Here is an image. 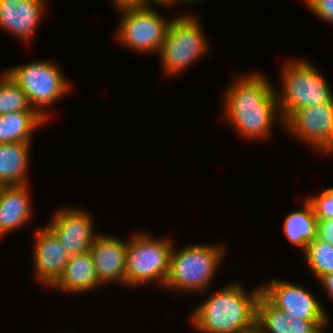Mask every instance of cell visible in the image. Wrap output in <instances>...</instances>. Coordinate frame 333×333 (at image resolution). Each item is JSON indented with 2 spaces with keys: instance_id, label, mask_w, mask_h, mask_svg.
<instances>
[{
  "instance_id": "cell-26",
  "label": "cell",
  "mask_w": 333,
  "mask_h": 333,
  "mask_svg": "<svg viewBox=\"0 0 333 333\" xmlns=\"http://www.w3.org/2000/svg\"><path fill=\"white\" fill-rule=\"evenodd\" d=\"M116 9H126V8H135L142 7L150 3L148 0H112Z\"/></svg>"
},
{
  "instance_id": "cell-27",
  "label": "cell",
  "mask_w": 333,
  "mask_h": 333,
  "mask_svg": "<svg viewBox=\"0 0 333 333\" xmlns=\"http://www.w3.org/2000/svg\"><path fill=\"white\" fill-rule=\"evenodd\" d=\"M318 282H320L329 298L333 299V272L324 275Z\"/></svg>"
},
{
  "instance_id": "cell-18",
  "label": "cell",
  "mask_w": 333,
  "mask_h": 333,
  "mask_svg": "<svg viewBox=\"0 0 333 333\" xmlns=\"http://www.w3.org/2000/svg\"><path fill=\"white\" fill-rule=\"evenodd\" d=\"M31 143L0 144V186L27 185Z\"/></svg>"
},
{
  "instance_id": "cell-6",
  "label": "cell",
  "mask_w": 333,
  "mask_h": 333,
  "mask_svg": "<svg viewBox=\"0 0 333 333\" xmlns=\"http://www.w3.org/2000/svg\"><path fill=\"white\" fill-rule=\"evenodd\" d=\"M193 15L183 14L170 20L159 54L166 76H175L209 51V43Z\"/></svg>"
},
{
  "instance_id": "cell-12",
  "label": "cell",
  "mask_w": 333,
  "mask_h": 333,
  "mask_svg": "<svg viewBox=\"0 0 333 333\" xmlns=\"http://www.w3.org/2000/svg\"><path fill=\"white\" fill-rule=\"evenodd\" d=\"M35 234L33 253L34 274L50 288L62 275L70 255L56 235L45 225Z\"/></svg>"
},
{
  "instance_id": "cell-25",
  "label": "cell",
  "mask_w": 333,
  "mask_h": 333,
  "mask_svg": "<svg viewBox=\"0 0 333 333\" xmlns=\"http://www.w3.org/2000/svg\"><path fill=\"white\" fill-rule=\"evenodd\" d=\"M317 238L333 246V219L318 220Z\"/></svg>"
},
{
  "instance_id": "cell-9",
  "label": "cell",
  "mask_w": 333,
  "mask_h": 333,
  "mask_svg": "<svg viewBox=\"0 0 333 333\" xmlns=\"http://www.w3.org/2000/svg\"><path fill=\"white\" fill-rule=\"evenodd\" d=\"M287 131L322 153L333 152V97L293 112L283 123Z\"/></svg>"
},
{
  "instance_id": "cell-22",
  "label": "cell",
  "mask_w": 333,
  "mask_h": 333,
  "mask_svg": "<svg viewBox=\"0 0 333 333\" xmlns=\"http://www.w3.org/2000/svg\"><path fill=\"white\" fill-rule=\"evenodd\" d=\"M304 254L306 264L316 276L317 281L333 272V246L316 238L308 243Z\"/></svg>"
},
{
  "instance_id": "cell-5",
  "label": "cell",
  "mask_w": 333,
  "mask_h": 333,
  "mask_svg": "<svg viewBox=\"0 0 333 333\" xmlns=\"http://www.w3.org/2000/svg\"><path fill=\"white\" fill-rule=\"evenodd\" d=\"M50 60L28 62L5 72L20 86L27 95L31 107L46 121L44 109L55 104L70 90V82L61 69Z\"/></svg>"
},
{
  "instance_id": "cell-29",
  "label": "cell",
  "mask_w": 333,
  "mask_h": 333,
  "mask_svg": "<svg viewBox=\"0 0 333 333\" xmlns=\"http://www.w3.org/2000/svg\"><path fill=\"white\" fill-rule=\"evenodd\" d=\"M149 2L152 1L154 3H163L165 0H148Z\"/></svg>"
},
{
  "instance_id": "cell-17",
  "label": "cell",
  "mask_w": 333,
  "mask_h": 333,
  "mask_svg": "<svg viewBox=\"0 0 333 333\" xmlns=\"http://www.w3.org/2000/svg\"><path fill=\"white\" fill-rule=\"evenodd\" d=\"M101 286L89 251L70 257L65 270L51 286L66 293H83Z\"/></svg>"
},
{
  "instance_id": "cell-1",
  "label": "cell",
  "mask_w": 333,
  "mask_h": 333,
  "mask_svg": "<svg viewBox=\"0 0 333 333\" xmlns=\"http://www.w3.org/2000/svg\"><path fill=\"white\" fill-rule=\"evenodd\" d=\"M257 72L237 78L224 94L222 117L245 139L270 137L272 124L279 113L278 94L267 78ZM278 111V112H277Z\"/></svg>"
},
{
  "instance_id": "cell-20",
  "label": "cell",
  "mask_w": 333,
  "mask_h": 333,
  "mask_svg": "<svg viewBox=\"0 0 333 333\" xmlns=\"http://www.w3.org/2000/svg\"><path fill=\"white\" fill-rule=\"evenodd\" d=\"M303 209L287 214L283 231L287 240L304 252L309 242L317 238V222L311 203L305 199Z\"/></svg>"
},
{
  "instance_id": "cell-19",
  "label": "cell",
  "mask_w": 333,
  "mask_h": 333,
  "mask_svg": "<svg viewBox=\"0 0 333 333\" xmlns=\"http://www.w3.org/2000/svg\"><path fill=\"white\" fill-rule=\"evenodd\" d=\"M46 122L36 111L0 115V144L31 143L32 133Z\"/></svg>"
},
{
  "instance_id": "cell-13",
  "label": "cell",
  "mask_w": 333,
  "mask_h": 333,
  "mask_svg": "<svg viewBox=\"0 0 333 333\" xmlns=\"http://www.w3.org/2000/svg\"><path fill=\"white\" fill-rule=\"evenodd\" d=\"M89 252L92 255L95 272L101 285L113 281L126 285L127 241L99 234L93 241Z\"/></svg>"
},
{
  "instance_id": "cell-16",
  "label": "cell",
  "mask_w": 333,
  "mask_h": 333,
  "mask_svg": "<svg viewBox=\"0 0 333 333\" xmlns=\"http://www.w3.org/2000/svg\"><path fill=\"white\" fill-rule=\"evenodd\" d=\"M27 185L0 186V238L28 223L32 204Z\"/></svg>"
},
{
  "instance_id": "cell-3",
  "label": "cell",
  "mask_w": 333,
  "mask_h": 333,
  "mask_svg": "<svg viewBox=\"0 0 333 333\" xmlns=\"http://www.w3.org/2000/svg\"><path fill=\"white\" fill-rule=\"evenodd\" d=\"M224 253V244H194L179 250L174 249L173 245L164 287L177 292H207L224 259Z\"/></svg>"
},
{
  "instance_id": "cell-2",
  "label": "cell",
  "mask_w": 333,
  "mask_h": 333,
  "mask_svg": "<svg viewBox=\"0 0 333 333\" xmlns=\"http://www.w3.org/2000/svg\"><path fill=\"white\" fill-rule=\"evenodd\" d=\"M242 288L239 283H229L198 305L190 319L194 329L201 333L255 331L257 302L262 290L259 287L248 294Z\"/></svg>"
},
{
  "instance_id": "cell-10",
  "label": "cell",
  "mask_w": 333,
  "mask_h": 333,
  "mask_svg": "<svg viewBox=\"0 0 333 333\" xmlns=\"http://www.w3.org/2000/svg\"><path fill=\"white\" fill-rule=\"evenodd\" d=\"M262 294L287 316L306 321H330L328 313L312 293L301 285L283 280L271 279L261 286Z\"/></svg>"
},
{
  "instance_id": "cell-14",
  "label": "cell",
  "mask_w": 333,
  "mask_h": 333,
  "mask_svg": "<svg viewBox=\"0 0 333 333\" xmlns=\"http://www.w3.org/2000/svg\"><path fill=\"white\" fill-rule=\"evenodd\" d=\"M45 4L44 0H0V27L28 42L43 17Z\"/></svg>"
},
{
  "instance_id": "cell-11",
  "label": "cell",
  "mask_w": 333,
  "mask_h": 333,
  "mask_svg": "<svg viewBox=\"0 0 333 333\" xmlns=\"http://www.w3.org/2000/svg\"><path fill=\"white\" fill-rule=\"evenodd\" d=\"M93 218L78 208L59 209L46 226L56 235L70 256L89 251L96 234Z\"/></svg>"
},
{
  "instance_id": "cell-30",
  "label": "cell",
  "mask_w": 333,
  "mask_h": 333,
  "mask_svg": "<svg viewBox=\"0 0 333 333\" xmlns=\"http://www.w3.org/2000/svg\"><path fill=\"white\" fill-rule=\"evenodd\" d=\"M250 333H259L257 330L253 331V332H250Z\"/></svg>"
},
{
  "instance_id": "cell-23",
  "label": "cell",
  "mask_w": 333,
  "mask_h": 333,
  "mask_svg": "<svg viewBox=\"0 0 333 333\" xmlns=\"http://www.w3.org/2000/svg\"><path fill=\"white\" fill-rule=\"evenodd\" d=\"M319 196H307L318 220L333 219V187L323 190Z\"/></svg>"
},
{
  "instance_id": "cell-24",
  "label": "cell",
  "mask_w": 333,
  "mask_h": 333,
  "mask_svg": "<svg viewBox=\"0 0 333 333\" xmlns=\"http://www.w3.org/2000/svg\"><path fill=\"white\" fill-rule=\"evenodd\" d=\"M308 9L320 19L333 23V0H305Z\"/></svg>"
},
{
  "instance_id": "cell-21",
  "label": "cell",
  "mask_w": 333,
  "mask_h": 333,
  "mask_svg": "<svg viewBox=\"0 0 333 333\" xmlns=\"http://www.w3.org/2000/svg\"><path fill=\"white\" fill-rule=\"evenodd\" d=\"M35 111L20 86L6 72L0 76V115Z\"/></svg>"
},
{
  "instance_id": "cell-7",
  "label": "cell",
  "mask_w": 333,
  "mask_h": 333,
  "mask_svg": "<svg viewBox=\"0 0 333 333\" xmlns=\"http://www.w3.org/2000/svg\"><path fill=\"white\" fill-rule=\"evenodd\" d=\"M171 239H155L146 233L133 235L127 242L126 285L137 287L156 282L165 286L172 249Z\"/></svg>"
},
{
  "instance_id": "cell-28",
  "label": "cell",
  "mask_w": 333,
  "mask_h": 333,
  "mask_svg": "<svg viewBox=\"0 0 333 333\" xmlns=\"http://www.w3.org/2000/svg\"><path fill=\"white\" fill-rule=\"evenodd\" d=\"M179 1H180V4H181V2L182 3H184V4H187L188 3V5L190 4H192V3H196V2H198V1H200V0H165L163 3H155V4H157V5H163V6H167V5H170V4H172L173 5V3H176L177 2V4L179 3Z\"/></svg>"
},
{
  "instance_id": "cell-4",
  "label": "cell",
  "mask_w": 333,
  "mask_h": 333,
  "mask_svg": "<svg viewBox=\"0 0 333 333\" xmlns=\"http://www.w3.org/2000/svg\"><path fill=\"white\" fill-rule=\"evenodd\" d=\"M283 69L282 93L277 97L283 121L298 109L325 103L333 97L331 87L309 61L292 60Z\"/></svg>"
},
{
  "instance_id": "cell-15",
  "label": "cell",
  "mask_w": 333,
  "mask_h": 333,
  "mask_svg": "<svg viewBox=\"0 0 333 333\" xmlns=\"http://www.w3.org/2000/svg\"><path fill=\"white\" fill-rule=\"evenodd\" d=\"M329 321H306L274 306L262 293L257 302L256 330L259 333H324ZM325 326V327H324Z\"/></svg>"
},
{
  "instance_id": "cell-8",
  "label": "cell",
  "mask_w": 333,
  "mask_h": 333,
  "mask_svg": "<svg viewBox=\"0 0 333 333\" xmlns=\"http://www.w3.org/2000/svg\"><path fill=\"white\" fill-rule=\"evenodd\" d=\"M119 11L123 17L116 32V39L136 52L158 53L165 39L170 20L168 21L154 10L151 3Z\"/></svg>"
}]
</instances>
